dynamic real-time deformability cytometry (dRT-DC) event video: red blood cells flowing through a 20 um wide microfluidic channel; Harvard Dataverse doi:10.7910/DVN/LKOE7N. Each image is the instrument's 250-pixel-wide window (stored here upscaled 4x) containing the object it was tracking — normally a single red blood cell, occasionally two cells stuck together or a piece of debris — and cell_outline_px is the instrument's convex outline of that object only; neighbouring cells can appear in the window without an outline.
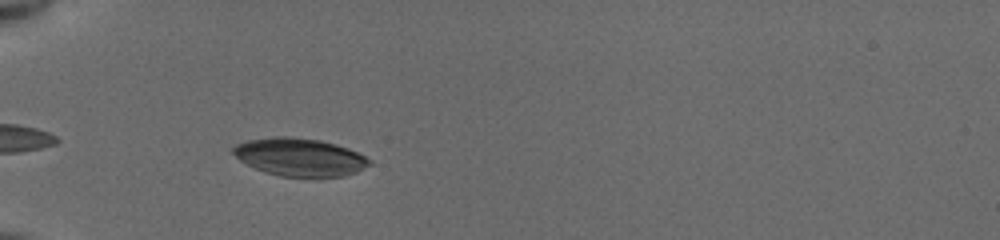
{"species": "common noctule bat (a hibernating species)", "species_latin": "Nyctalus noctula", "temperature_condition": "cold", "stored_images_in_passage": 19, "camera_frame_rate_fps": 3000, "um_per_image_px": 0.085, "animal": {"sex": "female", "body_mass_g": 19.5, "forearm_length_mm": 54.1}, "frame": {"image": 1, "passage_image": 4, "time_ms": 1.0, "image_size_px": [1000, 240], "cell_outline_px": [[372, 164], [356, 172], [344, 176], [280, 176], [264, 172], [240, 160], [232, 152], [232, 148], [236, 144], [248, 140], [276, 136], [288, 136], [320, 140], [336, 144], [348, 148], [372, 160]], "centroid_in_image_um": [25.48, 13.34], "position_along_channel_um": 59.5, "area_um2": 29.88}}
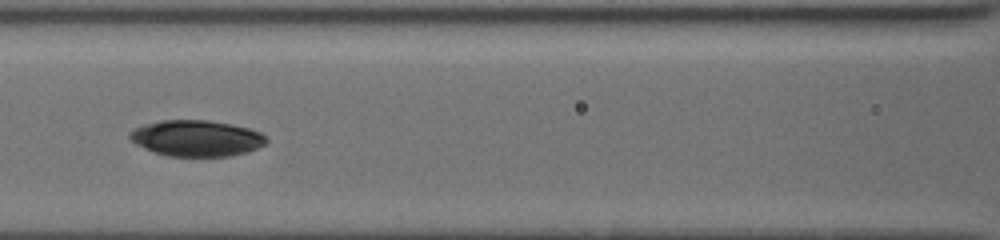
{"frame": {"image": 2, "passage_image": 13, "time_ms": 3.667, "image_size_px": [1000, 240], "cell_outline_px": [[268, 140], [264, 144], [256, 148], [232, 156], [168, 156], [144, 148], [136, 144], [128, 136], [128, 132], [144, 124], [160, 120], [208, 120], [232, 124], [248, 128], [260, 132]], "centroid_in_image_um": [16.68, 11.74], "position_along_channel_um": 149.9, "area_um2": 28.55}}
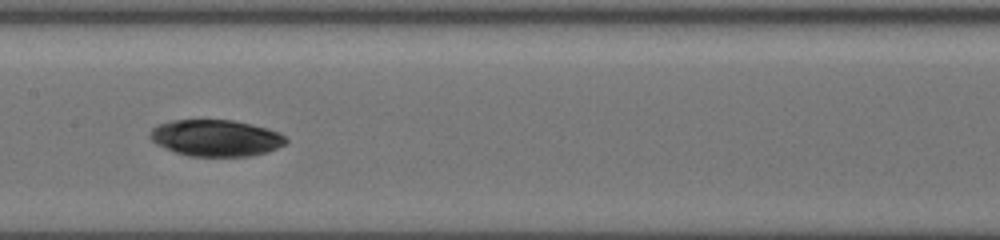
{"frame": {"image": 3, "passage_image": 17, "time_ms": 4.667, "image_size_px": [1000, 240], "cell_outline_px": [[288, 140], [284, 144], [268, 152], [252, 156], [188, 156], [164, 148], [156, 144], [148, 136], [148, 132], [156, 124], [172, 120], [232, 120], [252, 124], [268, 128], [280, 132]], "centroid_in_image_um": [18.33, 11.72], "position_along_channel_um": 189.1, "area_um2": 29.19}}